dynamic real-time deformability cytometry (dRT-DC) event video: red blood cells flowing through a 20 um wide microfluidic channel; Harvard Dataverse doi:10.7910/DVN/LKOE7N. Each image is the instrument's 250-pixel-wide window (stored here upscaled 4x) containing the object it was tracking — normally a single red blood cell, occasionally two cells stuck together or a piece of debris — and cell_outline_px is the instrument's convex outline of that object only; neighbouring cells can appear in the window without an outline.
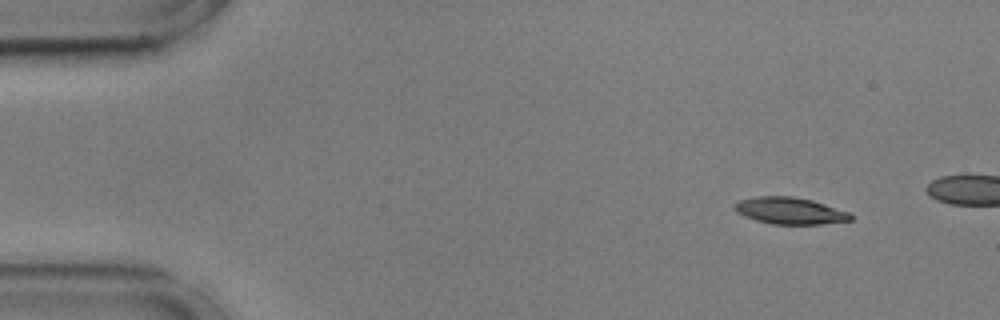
{"species": "common noctule bat (a hibernating species)", "species_latin": "Nyctalus noctula", "temperature_condition": "cold", "stored_images_in_passage": 11, "camera_frame_rate_fps": 3000, "um_per_image_px": 0.085, "animal": {"sex": "male", "body_mass_g": 17.9, "forearm_length_mm": 54.2}, "frame": {"image": 1, "passage_image": 1, "time_ms": 0.0, "image_size_px": [1000, 320], "cell_outline_px": [[852, 220], [820, 224], [772, 224], [756, 220], [744, 216], [736, 212], [736, 204], [740, 200], [756, 196], [792, 196], [812, 200], [852, 212]], "centroid_in_image_um": [67.19, 17.91], "position_along_channel_um": 17.8, "area_um2": 18.09}}